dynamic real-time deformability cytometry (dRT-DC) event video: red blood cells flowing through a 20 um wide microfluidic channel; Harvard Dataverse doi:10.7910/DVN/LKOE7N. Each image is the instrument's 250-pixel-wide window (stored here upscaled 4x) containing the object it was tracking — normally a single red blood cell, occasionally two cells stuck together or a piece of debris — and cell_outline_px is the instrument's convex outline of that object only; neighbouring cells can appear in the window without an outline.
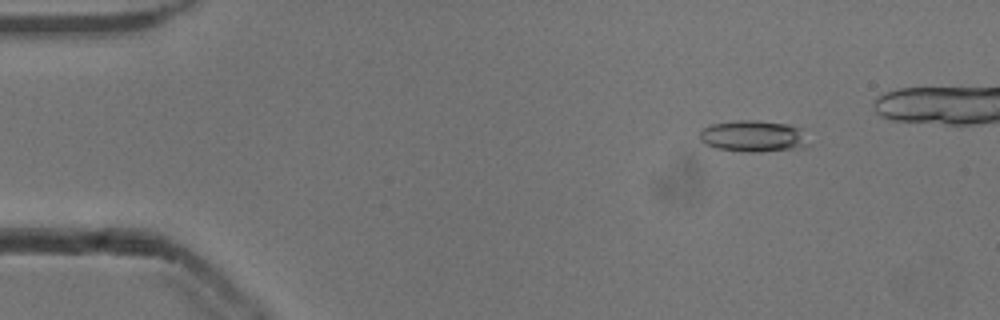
{"species": "common noctule bat (a hibernating species)", "species_latin": "Nyctalus noctula", "temperature_condition": "cold", "stored_images_in_passage": 47, "camera_frame_rate_fps": 3000, "um_per_image_px": 0.085, "animal": {"sex": "male", "body_mass_g": 13.3}, "frame": {"image": 1, "passage_image": 7, "time_ms": 2.0, "image_size_px": [1000, 320], "cell_outline_px": [[808, 144], [804, 148], [760, 152], [748, 152], [716, 148], [704, 144], [700, 140], [700, 132], [704, 128], [712, 124], [736, 120], [756, 120], [788, 124], [800, 128]], "centroid_in_image_um": [64.02, 11.58], "position_along_channel_um": 21.0, "area_um2": 20.0}}
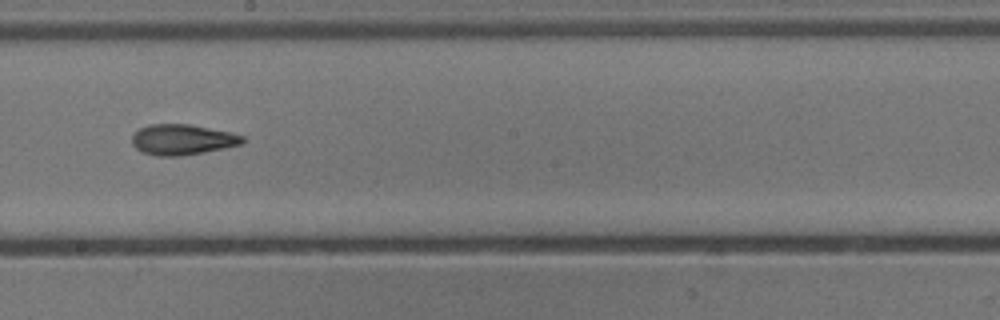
{"frame": {"image": 2, "passage_image": 30, "time_ms": 9.667, "image_size_px": [1000, 320], "cell_outline_px": [[244, 140], [240, 144], [224, 148], [180, 156], [156, 156], [144, 152], [136, 148], [132, 144], [132, 136], [140, 128], [148, 124], [188, 124], [232, 132], [244, 136]], "centroid_in_image_um": [15.49, 11.86], "position_along_channel_um": 232.7, "area_um2": 19.54}}
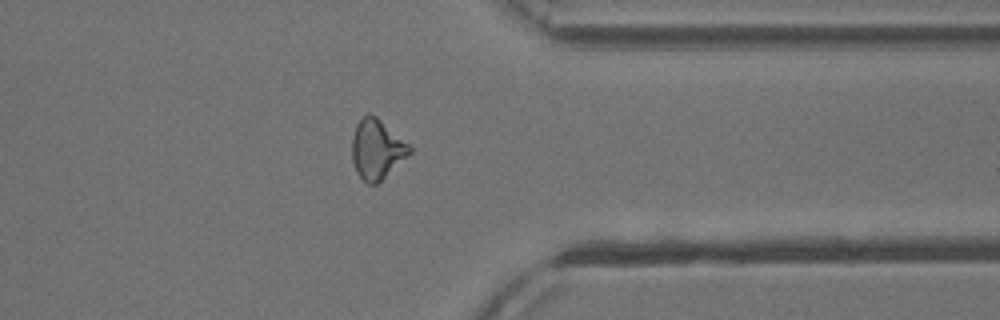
{"frame": {"image": 3, "passage_image": 42, "time_ms": 13.667, "image_size_px": [1000, 320], "cell_outline_px": [[412, 152], [376, 184], [368, 184], [356, 172], [352, 160], [352, 136], [356, 124], [368, 112], [376, 116], [408, 144], [412, 148]], "centroid_in_image_um": [32.0, 12.68], "position_along_channel_um": 379.4, "area_um2": 19.71}, "authors_computed_cell_mechanics": {"area_um2": 19.2474, "velocity_mm_per_s": 3.8587, "shape_relaxation_time_tau1_ms": null, "shape_relaxation_time_tau2_ms": 3.5851, "deformation_change_tau1": null, "deformation_change_tau2": 0.1277}}